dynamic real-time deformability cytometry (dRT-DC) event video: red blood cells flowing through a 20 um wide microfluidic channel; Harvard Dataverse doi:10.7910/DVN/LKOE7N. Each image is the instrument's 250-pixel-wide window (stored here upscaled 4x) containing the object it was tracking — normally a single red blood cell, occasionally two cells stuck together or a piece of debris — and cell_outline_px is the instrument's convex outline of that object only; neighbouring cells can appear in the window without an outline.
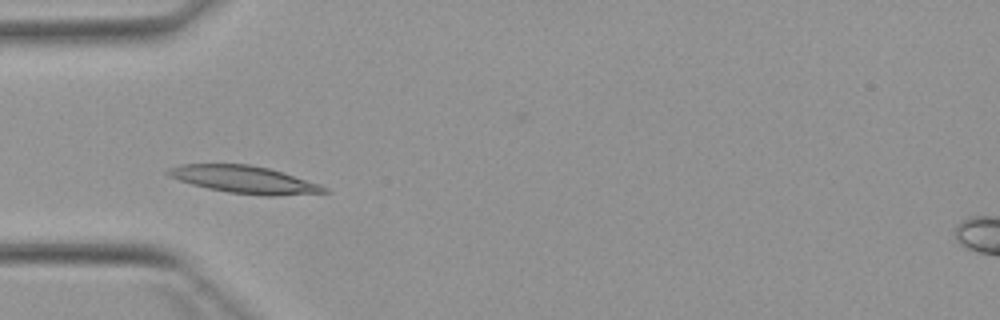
{"species": "Egyptian fruit bat (a non-hibernating species)", "species_latin": "Rousettus aegyptiacus", "temperature_condition": "warm", "stored_images_in_passage": 6, "camera_frame_rate_fps": 3000, "um_per_image_px": 0.085, "animal": {"sex": "female"}, "frame": {"image": 1, "passage_image": 4, "time_ms": 3.667, "image_size_px": [1000, 320], "cell_outline_px": [[332, 192], [272, 196], [268, 196], [228, 192], [208, 188], [192, 184], [168, 176], [164, 172], [168, 168], [180, 164], [248, 164], [268, 168], [320, 184], [328, 188]], "centroid_in_image_um": [20.76, 15.26], "position_along_channel_um": 64.2, "area_um2": 24.8}}
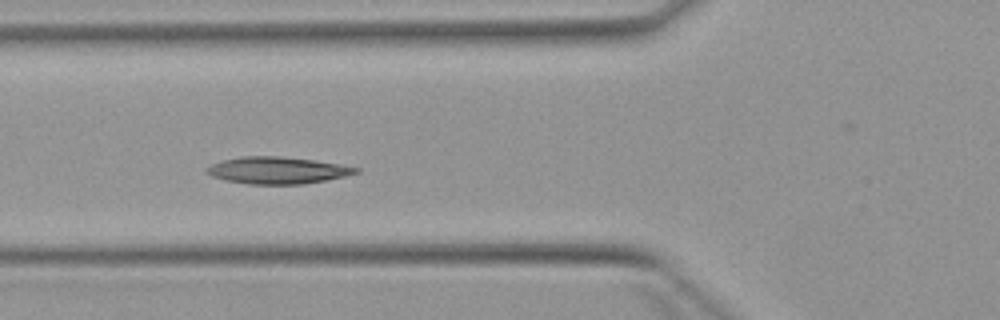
{"frame": {"image": 2, "passage_image": 5, "time_ms": 4.667, "image_size_px": [1000, 320], "cell_outline_px": [[360, 172], [344, 176], [304, 184], [248, 184], [228, 180], [212, 176], [208, 172], [208, 168], [212, 164], [224, 160], [244, 156], [276, 156], [312, 160], [340, 164], [360, 168]], "centroid_in_image_um": [23.63, 14.48], "position_along_channel_um": 102.2, "area_um2": 22.89}}
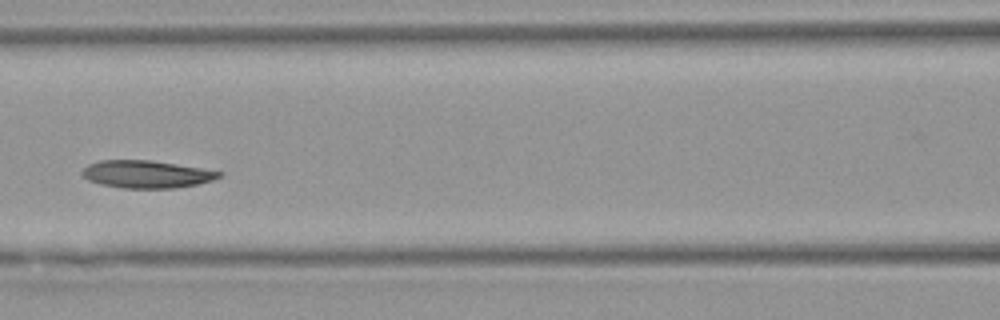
{"frame": {"image": 3, "passage_image": 6, "time_ms": 6.0, "image_size_px": [1000, 320], "cell_outline_px": [[224, 172], [220, 176], [212, 180], [196, 184], [176, 188], [120, 188], [100, 184], [88, 180], [80, 172], [88, 164], [100, 160], [148, 160], [176, 164]], "centroid_in_image_um": [12.41, 14.81], "position_along_channel_um": 154.2, "area_um2": 21.85}}